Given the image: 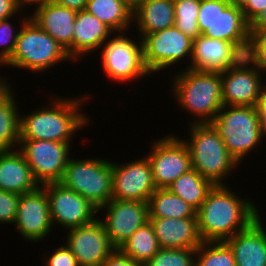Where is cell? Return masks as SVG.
Returning a JSON list of instances; mask_svg holds the SVG:
<instances>
[{
  "label": "cell",
  "instance_id": "1",
  "mask_svg": "<svg viewBox=\"0 0 266 266\" xmlns=\"http://www.w3.org/2000/svg\"><path fill=\"white\" fill-rule=\"evenodd\" d=\"M241 197L228 184L214 185L196 211L202 241H225L261 214L252 198Z\"/></svg>",
  "mask_w": 266,
  "mask_h": 266
},
{
  "label": "cell",
  "instance_id": "2",
  "mask_svg": "<svg viewBox=\"0 0 266 266\" xmlns=\"http://www.w3.org/2000/svg\"><path fill=\"white\" fill-rule=\"evenodd\" d=\"M49 96L52 97L47 105L37 107L25 116L20 114V140L73 142L75 134L89 126V117L84 111L81 113L83 105L91 100L89 94L71 98Z\"/></svg>",
  "mask_w": 266,
  "mask_h": 266
},
{
  "label": "cell",
  "instance_id": "3",
  "mask_svg": "<svg viewBox=\"0 0 266 266\" xmlns=\"http://www.w3.org/2000/svg\"><path fill=\"white\" fill-rule=\"evenodd\" d=\"M182 69L171 77V97L192 116L188 124L211 123L223 107L220 72Z\"/></svg>",
  "mask_w": 266,
  "mask_h": 266
},
{
  "label": "cell",
  "instance_id": "4",
  "mask_svg": "<svg viewBox=\"0 0 266 266\" xmlns=\"http://www.w3.org/2000/svg\"><path fill=\"white\" fill-rule=\"evenodd\" d=\"M189 139H183L187 145L191 168L214 185L227 184L229 176L240 167L229 154L218 130L212 123L188 124Z\"/></svg>",
  "mask_w": 266,
  "mask_h": 266
},
{
  "label": "cell",
  "instance_id": "5",
  "mask_svg": "<svg viewBox=\"0 0 266 266\" xmlns=\"http://www.w3.org/2000/svg\"><path fill=\"white\" fill-rule=\"evenodd\" d=\"M26 12L18 21L21 23L16 45L9 67H18L33 73H45L51 67L72 59L67 51L48 33L43 31Z\"/></svg>",
  "mask_w": 266,
  "mask_h": 266
},
{
  "label": "cell",
  "instance_id": "6",
  "mask_svg": "<svg viewBox=\"0 0 266 266\" xmlns=\"http://www.w3.org/2000/svg\"><path fill=\"white\" fill-rule=\"evenodd\" d=\"M211 123L239 165L263 141L257 107L223 105Z\"/></svg>",
  "mask_w": 266,
  "mask_h": 266
},
{
  "label": "cell",
  "instance_id": "7",
  "mask_svg": "<svg viewBox=\"0 0 266 266\" xmlns=\"http://www.w3.org/2000/svg\"><path fill=\"white\" fill-rule=\"evenodd\" d=\"M200 33L206 37L233 43L244 55L250 48V24L241 5L228 0H200L198 13Z\"/></svg>",
  "mask_w": 266,
  "mask_h": 266
},
{
  "label": "cell",
  "instance_id": "8",
  "mask_svg": "<svg viewBox=\"0 0 266 266\" xmlns=\"http://www.w3.org/2000/svg\"><path fill=\"white\" fill-rule=\"evenodd\" d=\"M73 157L71 155L60 183L99 209L112 199V160Z\"/></svg>",
  "mask_w": 266,
  "mask_h": 266
},
{
  "label": "cell",
  "instance_id": "9",
  "mask_svg": "<svg viewBox=\"0 0 266 266\" xmlns=\"http://www.w3.org/2000/svg\"><path fill=\"white\" fill-rule=\"evenodd\" d=\"M126 33L114 32L99 52L105 75L123 85L151 75L144 64L142 39H131Z\"/></svg>",
  "mask_w": 266,
  "mask_h": 266
},
{
  "label": "cell",
  "instance_id": "10",
  "mask_svg": "<svg viewBox=\"0 0 266 266\" xmlns=\"http://www.w3.org/2000/svg\"><path fill=\"white\" fill-rule=\"evenodd\" d=\"M143 60L150 74L162 73L167 68L187 61L189 68L192 57L193 40L180 31L175 25L164 30L146 34L142 38ZM189 59V60H188ZM179 64V65H178ZM154 73V74H153Z\"/></svg>",
  "mask_w": 266,
  "mask_h": 266
},
{
  "label": "cell",
  "instance_id": "11",
  "mask_svg": "<svg viewBox=\"0 0 266 266\" xmlns=\"http://www.w3.org/2000/svg\"><path fill=\"white\" fill-rule=\"evenodd\" d=\"M72 142L20 140L24 155L39 186L60 182L71 155Z\"/></svg>",
  "mask_w": 266,
  "mask_h": 266
},
{
  "label": "cell",
  "instance_id": "12",
  "mask_svg": "<svg viewBox=\"0 0 266 266\" xmlns=\"http://www.w3.org/2000/svg\"><path fill=\"white\" fill-rule=\"evenodd\" d=\"M146 154L155 186L168 188L178 177L191 169L190 153L187 145L174 133L154 140Z\"/></svg>",
  "mask_w": 266,
  "mask_h": 266
},
{
  "label": "cell",
  "instance_id": "13",
  "mask_svg": "<svg viewBox=\"0 0 266 266\" xmlns=\"http://www.w3.org/2000/svg\"><path fill=\"white\" fill-rule=\"evenodd\" d=\"M220 75L223 105L257 106L262 93V74L260 66L248 55Z\"/></svg>",
  "mask_w": 266,
  "mask_h": 266
},
{
  "label": "cell",
  "instance_id": "14",
  "mask_svg": "<svg viewBox=\"0 0 266 266\" xmlns=\"http://www.w3.org/2000/svg\"><path fill=\"white\" fill-rule=\"evenodd\" d=\"M42 187L48 197L53 227L58 224L68 230L83 226L98 217L97 207L60 182L48 183Z\"/></svg>",
  "mask_w": 266,
  "mask_h": 266
},
{
  "label": "cell",
  "instance_id": "15",
  "mask_svg": "<svg viewBox=\"0 0 266 266\" xmlns=\"http://www.w3.org/2000/svg\"><path fill=\"white\" fill-rule=\"evenodd\" d=\"M101 211L104 215H101V220L115 249H119L138 228L149 221L146 202L111 199L98 209V213Z\"/></svg>",
  "mask_w": 266,
  "mask_h": 266
},
{
  "label": "cell",
  "instance_id": "16",
  "mask_svg": "<svg viewBox=\"0 0 266 266\" xmlns=\"http://www.w3.org/2000/svg\"><path fill=\"white\" fill-rule=\"evenodd\" d=\"M119 163L112 161V199L148 203L157 188L147 156Z\"/></svg>",
  "mask_w": 266,
  "mask_h": 266
},
{
  "label": "cell",
  "instance_id": "17",
  "mask_svg": "<svg viewBox=\"0 0 266 266\" xmlns=\"http://www.w3.org/2000/svg\"><path fill=\"white\" fill-rule=\"evenodd\" d=\"M99 217L83 226L66 230V246L79 266H101L115 249Z\"/></svg>",
  "mask_w": 266,
  "mask_h": 266
},
{
  "label": "cell",
  "instance_id": "18",
  "mask_svg": "<svg viewBox=\"0 0 266 266\" xmlns=\"http://www.w3.org/2000/svg\"><path fill=\"white\" fill-rule=\"evenodd\" d=\"M14 226L19 236L30 243H39L56 228L52 225L48 197L42 186L20 195Z\"/></svg>",
  "mask_w": 266,
  "mask_h": 266
},
{
  "label": "cell",
  "instance_id": "19",
  "mask_svg": "<svg viewBox=\"0 0 266 266\" xmlns=\"http://www.w3.org/2000/svg\"><path fill=\"white\" fill-rule=\"evenodd\" d=\"M243 56L233 43L200 34L193 40L188 69L222 72L235 65Z\"/></svg>",
  "mask_w": 266,
  "mask_h": 266
},
{
  "label": "cell",
  "instance_id": "20",
  "mask_svg": "<svg viewBox=\"0 0 266 266\" xmlns=\"http://www.w3.org/2000/svg\"><path fill=\"white\" fill-rule=\"evenodd\" d=\"M31 9L34 11L28 16L51 35L72 59L73 27L77 11L60 6L52 0L35 3Z\"/></svg>",
  "mask_w": 266,
  "mask_h": 266
},
{
  "label": "cell",
  "instance_id": "21",
  "mask_svg": "<svg viewBox=\"0 0 266 266\" xmlns=\"http://www.w3.org/2000/svg\"><path fill=\"white\" fill-rule=\"evenodd\" d=\"M261 215L248 227L225 240L236 266H266V228Z\"/></svg>",
  "mask_w": 266,
  "mask_h": 266
},
{
  "label": "cell",
  "instance_id": "22",
  "mask_svg": "<svg viewBox=\"0 0 266 266\" xmlns=\"http://www.w3.org/2000/svg\"><path fill=\"white\" fill-rule=\"evenodd\" d=\"M160 248L193 249L203 242L197 218H149Z\"/></svg>",
  "mask_w": 266,
  "mask_h": 266
},
{
  "label": "cell",
  "instance_id": "23",
  "mask_svg": "<svg viewBox=\"0 0 266 266\" xmlns=\"http://www.w3.org/2000/svg\"><path fill=\"white\" fill-rule=\"evenodd\" d=\"M114 32L88 11H78L72 37V61L85 59L104 44Z\"/></svg>",
  "mask_w": 266,
  "mask_h": 266
},
{
  "label": "cell",
  "instance_id": "24",
  "mask_svg": "<svg viewBox=\"0 0 266 266\" xmlns=\"http://www.w3.org/2000/svg\"><path fill=\"white\" fill-rule=\"evenodd\" d=\"M38 187L39 184L18 148L0 151V190L21 195Z\"/></svg>",
  "mask_w": 266,
  "mask_h": 266
},
{
  "label": "cell",
  "instance_id": "25",
  "mask_svg": "<svg viewBox=\"0 0 266 266\" xmlns=\"http://www.w3.org/2000/svg\"><path fill=\"white\" fill-rule=\"evenodd\" d=\"M174 25L172 0H139L133 5V26L137 27V35L141 38Z\"/></svg>",
  "mask_w": 266,
  "mask_h": 266
},
{
  "label": "cell",
  "instance_id": "26",
  "mask_svg": "<svg viewBox=\"0 0 266 266\" xmlns=\"http://www.w3.org/2000/svg\"><path fill=\"white\" fill-rule=\"evenodd\" d=\"M85 10L113 32L133 28V5L128 0H88Z\"/></svg>",
  "mask_w": 266,
  "mask_h": 266
},
{
  "label": "cell",
  "instance_id": "27",
  "mask_svg": "<svg viewBox=\"0 0 266 266\" xmlns=\"http://www.w3.org/2000/svg\"><path fill=\"white\" fill-rule=\"evenodd\" d=\"M149 218H197L196 210L168 188L156 189L148 200Z\"/></svg>",
  "mask_w": 266,
  "mask_h": 266
},
{
  "label": "cell",
  "instance_id": "28",
  "mask_svg": "<svg viewBox=\"0 0 266 266\" xmlns=\"http://www.w3.org/2000/svg\"><path fill=\"white\" fill-rule=\"evenodd\" d=\"M213 186L209 179L191 168L178 177L168 189L197 211Z\"/></svg>",
  "mask_w": 266,
  "mask_h": 266
},
{
  "label": "cell",
  "instance_id": "29",
  "mask_svg": "<svg viewBox=\"0 0 266 266\" xmlns=\"http://www.w3.org/2000/svg\"><path fill=\"white\" fill-rule=\"evenodd\" d=\"M14 94L0 100V151L16 149L20 142L21 111Z\"/></svg>",
  "mask_w": 266,
  "mask_h": 266
},
{
  "label": "cell",
  "instance_id": "30",
  "mask_svg": "<svg viewBox=\"0 0 266 266\" xmlns=\"http://www.w3.org/2000/svg\"><path fill=\"white\" fill-rule=\"evenodd\" d=\"M119 249L135 261L143 264L149 261L160 249L151 222L138 228Z\"/></svg>",
  "mask_w": 266,
  "mask_h": 266
},
{
  "label": "cell",
  "instance_id": "31",
  "mask_svg": "<svg viewBox=\"0 0 266 266\" xmlns=\"http://www.w3.org/2000/svg\"><path fill=\"white\" fill-rule=\"evenodd\" d=\"M195 266H236L232 250L225 241H203L197 248Z\"/></svg>",
  "mask_w": 266,
  "mask_h": 266
},
{
  "label": "cell",
  "instance_id": "32",
  "mask_svg": "<svg viewBox=\"0 0 266 266\" xmlns=\"http://www.w3.org/2000/svg\"><path fill=\"white\" fill-rule=\"evenodd\" d=\"M199 8L200 0L174 2L175 26L192 40L201 34L197 22Z\"/></svg>",
  "mask_w": 266,
  "mask_h": 266
},
{
  "label": "cell",
  "instance_id": "33",
  "mask_svg": "<svg viewBox=\"0 0 266 266\" xmlns=\"http://www.w3.org/2000/svg\"><path fill=\"white\" fill-rule=\"evenodd\" d=\"M197 248H160L145 266H195Z\"/></svg>",
  "mask_w": 266,
  "mask_h": 266
},
{
  "label": "cell",
  "instance_id": "34",
  "mask_svg": "<svg viewBox=\"0 0 266 266\" xmlns=\"http://www.w3.org/2000/svg\"><path fill=\"white\" fill-rule=\"evenodd\" d=\"M13 20L12 18L2 20L0 21V61L7 62L15 49L16 40L18 33L20 31V25L19 30L16 28V24L13 25V23L10 21ZM16 28V31H15Z\"/></svg>",
  "mask_w": 266,
  "mask_h": 266
},
{
  "label": "cell",
  "instance_id": "35",
  "mask_svg": "<svg viewBox=\"0 0 266 266\" xmlns=\"http://www.w3.org/2000/svg\"><path fill=\"white\" fill-rule=\"evenodd\" d=\"M20 195L0 190V224H14Z\"/></svg>",
  "mask_w": 266,
  "mask_h": 266
},
{
  "label": "cell",
  "instance_id": "36",
  "mask_svg": "<svg viewBox=\"0 0 266 266\" xmlns=\"http://www.w3.org/2000/svg\"><path fill=\"white\" fill-rule=\"evenodd\" d=\"M53 252H49V254H44L43 257V265L45 266H79L76 260V257L72 253V251L66 246V244H62L59 248L57 246L56 250H52ZM45 262V263H44Z\"/></svg>",
  "mask_w": 266,
  "mask_h": 266
},
{
  "label": "cell",
  "instance_id": "37",
  "mask_svg": "<svg viewBox=\"0 0 266 266\" xmlns=\"http://www.w3.org/2000/svg\"><path fill=\"white\" fill-rule=\"evenodd\" d=\"M247 55L256 64L266 66V31H257L251 37Z\"/></svg>",
  "mask_w": 266,
  "mask_h": 266
},
{
  "label": "cell",
  "instance_id": "38",
  "mask_svg": "<svg viewBox=\"0 0 266 266\" xmlns=\"http://www.w3.org/2000/svg\"><path fill=\"white\" fill-rule=\"evenodd\" d=\"M101 266H145V264L126 256L120 249H114Z\"/></svg>",
  "mask_w": 266,
  "mask_h": 266
},
{
  "label": "cell",
  "instance_id": "39",
  "mask_svg": "<svg viewBox=\"0 0 266 266\" xmlns=\"http://www.w3.org/2000/svg\"><path fill=\"white\" fill-rule=\"evenodd\" d=\"M21 0H0V21L21 15L24 9ZM17 14V15H16Z\"/></svg>",
  "mask_w": 266,
  "mask_h": 266
},
{
  "label": "cell",
  "instance_id": "40",
  "mask_svg": "<svg viewBox=\"0 0 266 266\" xmlns=\"http://www.w3.org/2000/svg\"><path fill=\"white\" fill-rule=\"evenodd\" d=\"M266 7V0H245L241 9L246 21L250 24Z\"/></svg>",
  "mask_w": 266,
  "mask_h": 266
},
{
  "label": "cell",
  "instance_id": "41",
  "mask_svg": "<svg viewBox=\"0 0 266 266\" xmlns=\"http://www.w3.org/2000/svg\"><path fill=\"white\" fill-rule=\"evenodd\" d=\"M257 31H266V7L250 23V36L252 37Z\"/></svg>",
  "mask_w": 266,
  "mask_h": 266
},
{
  "label": "cell",
  "instance_id": "42",
  "mask_svg": "<svg viewBox=\"0 0 266 266\" xmlns=\"http://www.w3.org/2000/svg\"><path fill=\"white\" fill-rule=\"evenodd\" d=\"M60 6L67 7L75 11H83L86 9L88 0H52Z\"/></svg>",
  "mask_w": 266,
  "mask_h": 266
},
{
  "label": "cell",
  "instance_id": "43",
  "mask_svg": "<svg viewBox=\"0 0 266 266\" xmlns=\"http://www.w3.org/2000/svg\"><path fill=\"white\" fill-rule=\"evenodd\" d=\"M0 67H8L6 62L0 61ZM7 78L0 76V100L9 96L14 88L12 87V82H8Z\"/></svg>",
  "mask_w": 266,
  "mask_h": 266
},
{
  "label": "cell",
  "instance_id": "44",
  "mask_svg": "<svg viewBox=\"0 0 266 266\" xmlns=\"http://www.w3.org/2000/svg\"><path fill=\"white\" fill-rule=\"evenodd\" d=\"M256 107L259 113L260 122L266 123V94H261Z\"/></svg>",
  "mask_w": 266,
  "mask_h": 266
},
{
  "label": "cell",
  "instance_id": "45",
  "mask_svg": "<svg viewBox=\"0 0 266 266\" xmlns=\"http://www.w3.org/2000/svg\"><path fill=\"white\" fill-rule=\"evenodd\" d=\"M260 66V71H261V74H262V79L263 81L262 82V93L261 94H266V79L264 76V74L266 73V66L265 65H259Z\"/></svg>",
  "mask_w": 266,
  "mask_h": 266
},
{
  "label": "cell",
  "instance_id": "46",
  "mask_svg": "<svg viewBox=\"0 0 266 266\" xmlns=\"http://www.w3.org/2000/svg\"><path fill=\"white\" fill-rule=\"evenodd\" d=\"M42 1H50V0H21L23 6L27 9L28 7H32L35 3L42 2Z\"/></svg>",
  "mask_w": 266,
  "mask_h": 266
},
{
  "label": "cell",
  "instance_id": "47",
  "mask_svg": "<svg viewBox=\"0 0 266 266\" xmlns=\"http://www.w3.org/2000/svg\"><path fill=\"white\" fill-rule=\"evenodd\" d=\"M231 4L242 5L245 0H228Z\"/></svg>",
  "mask_w": 266,
  "mask_h": 266
},
{
  "label": "cell",
  "instance_id": "48",
  "mask_svg": "<svg viewBox=\"0 0 266 266\" xmlns=\"http://www.w3.org/2000/svg\"><path fill=\"white\" fill-rule=\"evenodd\" d=\"M262 124V133H263V141L266 139V123H261Z\"/></svg>",
  "mask_w": 266,
  "mask_h": 266
},
{
  "label": "cell",
  "instance_id": "49",
  "mask_svg": "<svg viewBox=\"0 0 266 266\" xmlns=\"http://www.w3.org/2000/svg\"><path fill=\"white\" fill-rule=\"evenodd\" d=\"M132 5H134L136 2H138L139 0H128Z\"/></svg>",
  "mask_w": 266,
  "mask_h": 266
}]
</instances>
